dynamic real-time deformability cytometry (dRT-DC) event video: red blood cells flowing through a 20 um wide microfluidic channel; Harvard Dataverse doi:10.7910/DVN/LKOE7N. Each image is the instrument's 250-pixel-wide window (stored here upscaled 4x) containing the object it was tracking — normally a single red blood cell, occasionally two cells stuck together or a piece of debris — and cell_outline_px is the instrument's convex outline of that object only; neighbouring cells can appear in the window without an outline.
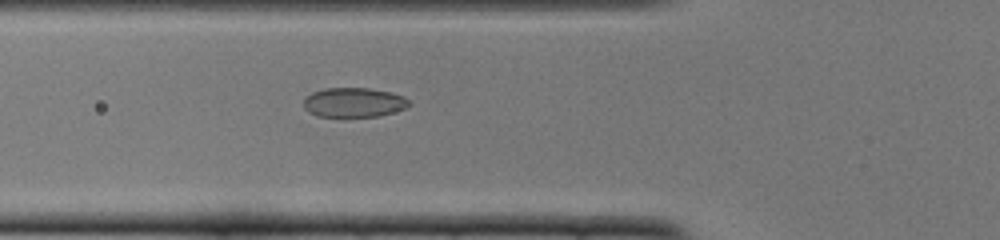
{"species": "common noctule bat (a hibernating species)", "species_latin": "Nyctalus noctula", "temperature_condition": "cold", "stored_images_in_passage": 40, "camera_frame_rate_fps": 3000, "um_per_image_px": 0.085, "animal": {"sex": "female", "body_mass_g": 22.0, "forearm_length_mm": 56.7}, "frame": {"image": 1, "passage_image": 7, "time_ms": 2.0, "image_size_px": [1000, 240], "cell_outline_px": [[412, 104], [404, 108], [380, 116], [316, 116], [308, 112], [304, 108], [304, 100], [312, 92], [324, 88], [368, 88], [392, 92], [404, 96]], "centroid_in_image_um": [30.08, 8.7], "position_along_channel_um": 95.7, "area_um2": 18.09}}
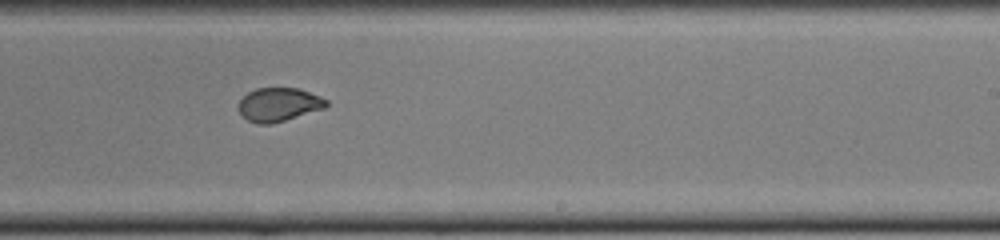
{"frame": {"image": 2, "passage_image": 20, "time_ms": 6.333, "image_size_px": [1000, 240], "cell_outline_px": [[328, 104], [324, 108], [272, 124], [256, 124], [240, 116], [236, 108], [240, 100], [248, 92], [256, 88], [300, 88], [320, 96], [328, 100]], "centroid_in_image_um": [23.65, 8.89], "position_along_channel_um": 265.3, "area_um2": 17.4}}
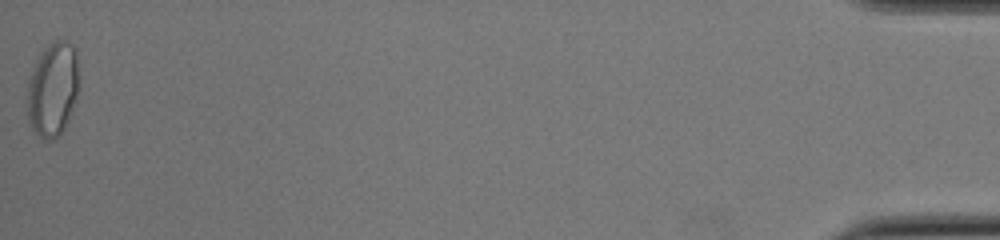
{"frame": {"image": 3, "passage_image": 40, "time_ms": 13.0, "image_size_px": [1000, 240], "cell_outline_px": [[76, 100], [72, 112], [64, 132], [60, 136], [52, 140], [44, 140], [32, 128], [28, 120], [28, 80], [36, 60], [40, 52], [48, 44], [56, 40], [64, 40], [72, 44], [76, 48]], "centroid_in_image_um": [4.47, 7.62], "position_along_channel_um": 430.7, "area_um2": 28.32}, "authors_computed_cell_mechanics": {"area_um2": 18.6116, "velocity_mm_per_s": 3.9182, "shape_relaxation_time_tau1_ms": 9.322, "shape_relaxation_time_tau2_ms": 0.7857, "deformation_change_tau1": 0.2223, "deformation_change_tau2": 0.0486}}